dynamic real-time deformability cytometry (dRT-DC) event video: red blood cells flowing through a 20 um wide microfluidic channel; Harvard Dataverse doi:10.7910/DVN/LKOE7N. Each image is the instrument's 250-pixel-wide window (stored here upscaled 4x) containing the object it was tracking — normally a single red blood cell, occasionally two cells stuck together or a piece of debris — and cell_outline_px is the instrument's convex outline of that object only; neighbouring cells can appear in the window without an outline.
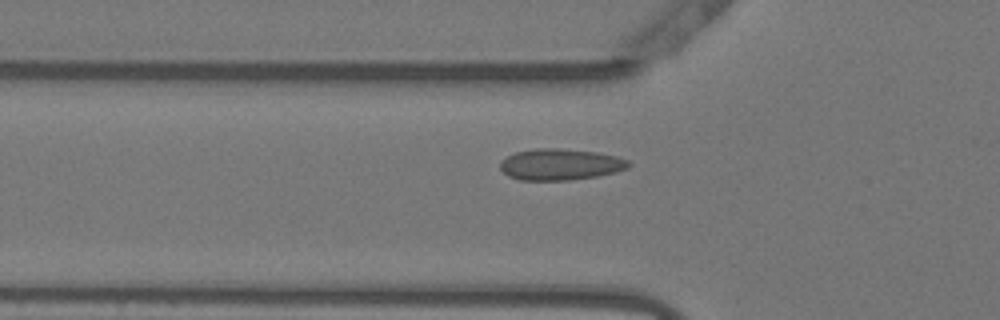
{"species": "Egyptian fruit bat (a non-hibernating species)", "species_latin": "Rousettus aegyptiacus", "temperature_condition": "warm", "stored_images_in_passage": 49, "camera_frame_rate_fps": 3000, "um_per_image_px": 0.085, "animal": {"sex": "female"}, "frame": {"image": 1, "passage_image": 18, "time_ms": 5.667, "image_size_px": [1000, 320], "cell_outline_px": [[632, 164], [628, 168], [616, 172], [596, 176], [568, 180], [520, 180], [508, 176], [500, 168], [500, 160], [516, 152], [536, 148], [560, 148], [596, 152], [616, 156], [628, 160]], "centroid_in_image_um": [47.63, 13.97], "position_along_channel_um": 78.2, "area_um2": 23.47}}
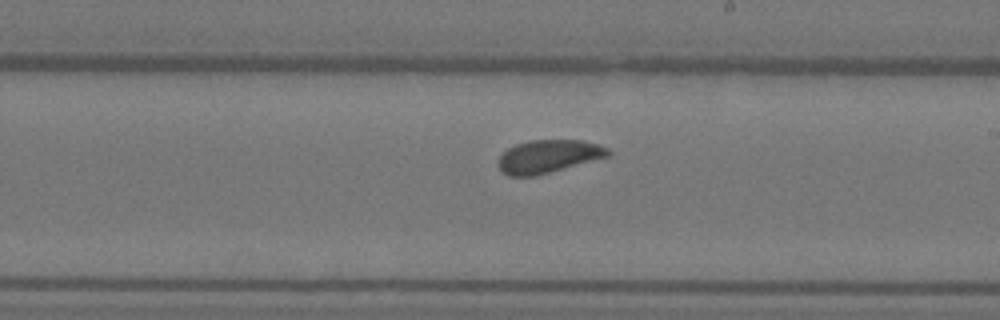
{"frame": {"image": 2, "passage_image": 31, "time_ms": 10.0, "image_size_px": [1000, 320], "cell_outline_px": [[612, 152], [608, 156], [536, 176], [508, 176], [496, 164], [500, 156], [508, 148], [516, 144], [528, 140], [584, 140], [600, 144], [608, 148]], "centroid_in_image_um": [46.61, 13.28], "position_along_channel_um": 242.4, "area_um2": 21.15}}
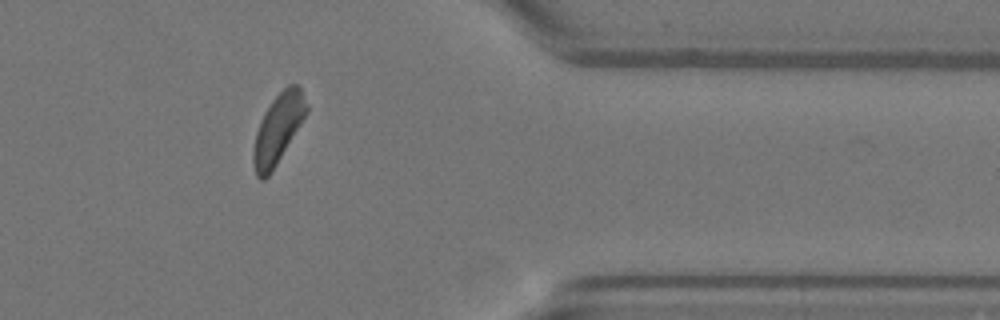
{"frame": {"image": 3, "passage_image": 44, "time_ms": 14.333, "image_size_px": [1000, 320], "cell_outline_px": [[308, 112], [276, 164], [268, 176], [264, 180], [260, 180], [256, 176], [252, 160], [252, 152], [256, 132], [264, 112], [272, 100], [288, 84], [296, 84], [300, 88], [308, 104]], "centroid_in_image_um": [23.62, 10.94], "position_along_channel_um": 387.8, "area_um2": 21.27}, "authors_computed_cell_mechanics": {"area_um2": 21.9062, "velocity_mm_per_s": 3.7703, "shape_relaxation_time_tau1_ms": 4.7401, "shape_relaxation_time_tau2_ms": null, "deformation_change_tau1": 0.0829, "deformation_change_tau2": null}}